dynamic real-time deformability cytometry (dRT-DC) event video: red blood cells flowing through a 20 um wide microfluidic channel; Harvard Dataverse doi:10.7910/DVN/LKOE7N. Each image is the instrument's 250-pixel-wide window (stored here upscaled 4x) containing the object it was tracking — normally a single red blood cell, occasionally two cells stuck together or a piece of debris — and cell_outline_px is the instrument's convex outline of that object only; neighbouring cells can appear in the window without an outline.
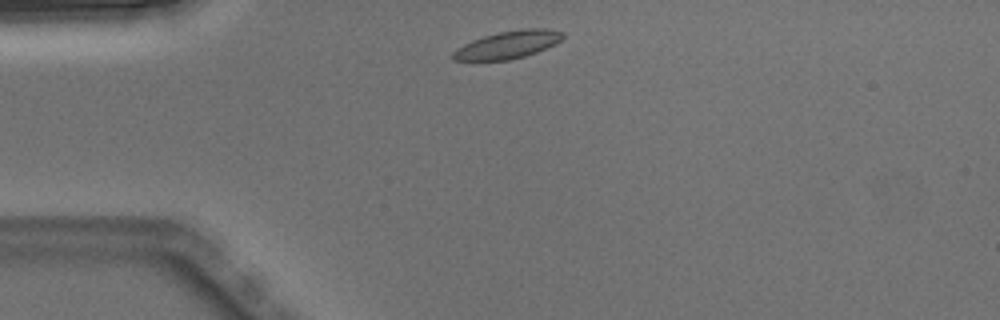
{"species": "Egyptian fruit bat (a non-hibernating species)", "species_latin": "Rousettus aegyptiacus", "temperature_condition": "warm", "stored_images_in_passage": 4, "camera_frame_rate_fps": 3000, "um_per_image_px": 0.085, "animal": {"sex": "male"}, "frame": {"image": 1, "passage_image": 1, "time_ms": 0.0, "image_size_px": [1000, 320], "cell_outline_px": [[564, 36], [556, 44], [536, 52], [524, 56], [508, 60], [452, 60], [452, 52], [456, 48], [472, 40], [484, 36], [500, 32], [524, 28], [540, 28], [564, 32]], "centroid_in_image_um": [43.16, 3.8], "position_along_channel_um": 41.8, "area_um2": 17.51}}